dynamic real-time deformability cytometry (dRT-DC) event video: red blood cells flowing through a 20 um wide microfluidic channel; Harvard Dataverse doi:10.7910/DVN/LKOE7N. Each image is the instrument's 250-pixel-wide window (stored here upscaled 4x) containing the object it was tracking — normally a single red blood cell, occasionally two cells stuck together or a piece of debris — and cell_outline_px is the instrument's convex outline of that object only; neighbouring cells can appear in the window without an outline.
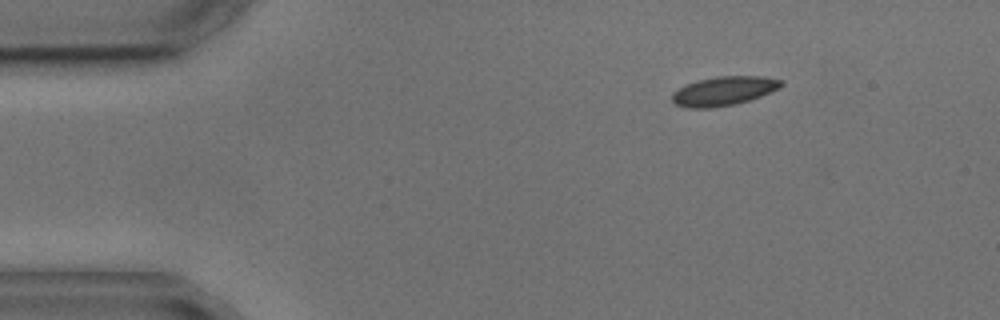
{"species": "common noctule bat (a hibernating species)", "species_latin": "Nyctalus noctula", "temperature_condition": "cold", "stored_images_in_passage": 3, "camera_frame_rate_fps": 3000, "um_per_image_px": 0.085, "animal": {"sex": "male", "body_mass_g": 17.9, "forearm_length_mm": 54.2}, "frame": {"image": 1, "passage_image": 1, "time_ms": 0.0, "image_size_px": [1000, 320], "cell_outline_px": [[784, 84], [780, 88], [760, 96], [736, 104], [712, 108], [688, 108], [676, 104], [672, 100], [672, 92], [696, 80], [716, 76], [764, 76], [784, 80]], "centroid_in_image_um": [61.55, 7.72], "position_along_channel_um": 23.5, "area_um2": 18.55}}